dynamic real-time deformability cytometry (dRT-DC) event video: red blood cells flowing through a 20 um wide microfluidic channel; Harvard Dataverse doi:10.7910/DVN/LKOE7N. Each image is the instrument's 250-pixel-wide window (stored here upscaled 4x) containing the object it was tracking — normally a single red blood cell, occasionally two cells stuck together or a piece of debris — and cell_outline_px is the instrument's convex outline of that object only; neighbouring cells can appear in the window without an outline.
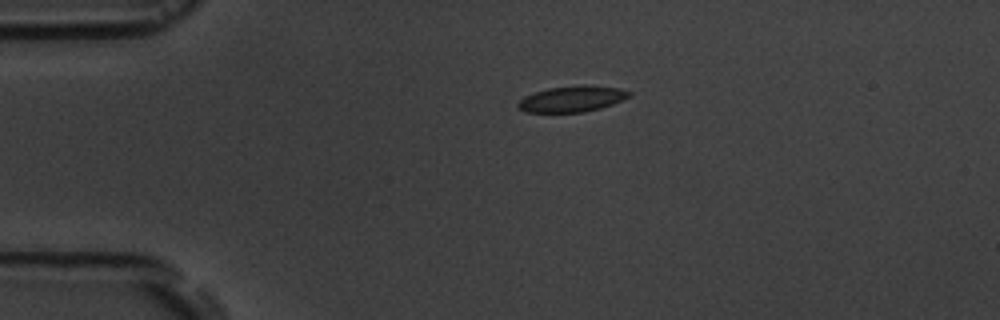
{"species": "common noctule bat (a hibernating species)", "species_latin": "Nyctalus noctula", "temperature_condition": "room temperature", "stored_images_in_passage": 2, "camera_frame_rate_fps": 3000, "um_per_image_px": 0.085, "animal": {"sex": "male", "body_mass_g": 19.5, "forearm_length_mm": 54.6}, "frame": {"image": 1, "passage_image": 1, "time_ms": 0.0, "image_size_px": [1000, 320], "cell_outline_px": [[632, 92], [628, 96], [612, 104], [600, 108], [584, 112], [524, 112], [516, 104], [524, 96], [548, 88], [584, 84], [620, 88]], "centroid_in_image_um": [48.61, 8.4], "position_along_channel_um": 36.4, "area_um2": 16.7}}